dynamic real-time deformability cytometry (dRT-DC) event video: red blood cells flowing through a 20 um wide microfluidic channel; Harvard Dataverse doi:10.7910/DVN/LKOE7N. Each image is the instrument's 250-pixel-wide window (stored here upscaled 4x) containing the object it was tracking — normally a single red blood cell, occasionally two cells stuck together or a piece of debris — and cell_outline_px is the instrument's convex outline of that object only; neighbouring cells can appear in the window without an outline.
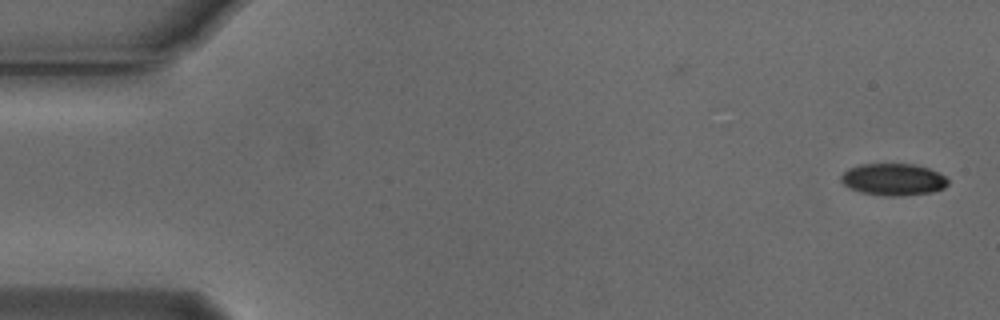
{"species": "Egyptian fruit bat (a non-hibernating species)", "species_latin": "Rousettus aegyptiacus", "temperature_condition": "cold", "stored_images_in_passage": 10, "camera_frame_rate_fps": 3000, "um_per_image_px": 0.085, "animal": {"sex": "male"}, "frame": {"image": 1, "passage_image": 1, "time_ms": 0.0, "image_size_px": [1000, 320], "cell_outline_px": [[948, 184], [944, 188], [932, 192], [904, 196], [884, 196], [860, 192], [848, 188], [840, 180], [840, 176], [848, 168], [860, 164], [912, 164], [928, 168], [940, 172], [948, 180]], "centroid_in_image_um": [75.92, 15.26], "position_along_channel_um": 9.1, "area_um2": 20.11}}